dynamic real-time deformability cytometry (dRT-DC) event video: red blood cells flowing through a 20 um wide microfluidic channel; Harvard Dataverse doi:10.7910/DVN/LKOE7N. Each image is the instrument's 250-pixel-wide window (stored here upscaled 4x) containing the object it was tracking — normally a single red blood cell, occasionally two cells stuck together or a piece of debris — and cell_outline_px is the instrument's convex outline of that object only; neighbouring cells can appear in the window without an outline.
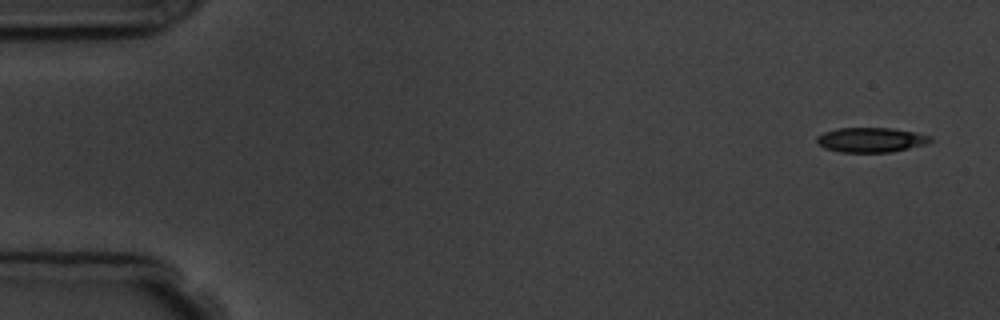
{"species": "common noctule bat (a hibernating species)", "species_latin": "Nyctalus noctula", "temperature_condition": "room temperature", "stored_images_in_passage": 4, "camera_frame_rate_fps": 3000, "um_per_image_px": 0.085, "animal": {"sex": "male", "body_mass_g": 19.5, "forearm_length_mm": 54.6}, "frame": {"image": 1, "passage_image": 1, "time_ms": 0.0, "image_size_px": [1000, 320], "cell_outline_px": [[932, 140], [924, 144], [892, 152], [840, 152], [824, 148], [816, 140], [816, 136], [824, 132], [836, 128], [892, 128], [916, 132], [932, 136]], "centroid_in_image_um": [74.02, 11.88], "position_along_channel_um": 11.0, "area_um2": 16.36}}